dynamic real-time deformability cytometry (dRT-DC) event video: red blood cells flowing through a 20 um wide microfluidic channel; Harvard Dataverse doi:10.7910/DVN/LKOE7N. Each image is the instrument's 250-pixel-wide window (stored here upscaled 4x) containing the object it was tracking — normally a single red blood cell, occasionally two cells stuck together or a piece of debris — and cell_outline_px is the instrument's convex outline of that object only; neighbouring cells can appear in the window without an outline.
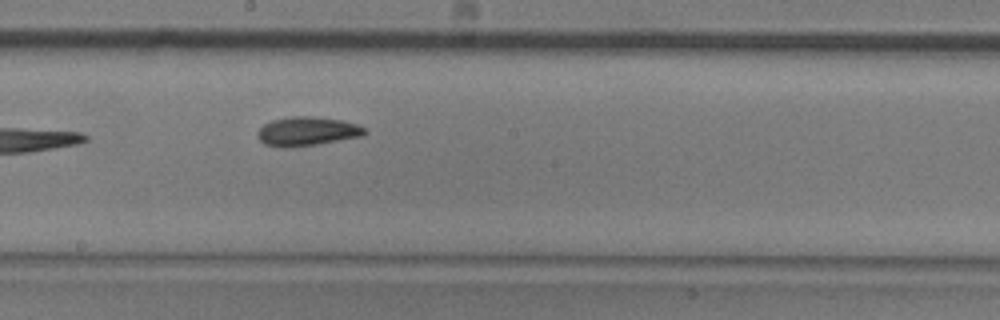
{"species": "common noctule bat (a hibernating species)", "species_latin": "Nyctalus noctula", "temperature_condition": "room temperature", "stored_images_in_passage": 9, "camera_frame_rate_fps": 3000, "um_per_image_px": 0.085, "animal": {"sex": "male", "body_mass_g": 20.5, "forearm_length_mm": 52.5}, "frame": {"image": 1, "passage_image": 9, "time_ms": 2.667, "image_size_px": [1000, 320], "cell_outline_px": [[368, 132], [364, 136], [316, 144], [284, 148], [264, 144], [256, 136], [256, 132], [264, 124], [272, 120], [288, 116], [316, 116], [344, 120], [368, 128]], "centroid_in_image_um": [26.13, 11.15], "position_along_channel_um": 222.1, "area_um2": 18.44}}